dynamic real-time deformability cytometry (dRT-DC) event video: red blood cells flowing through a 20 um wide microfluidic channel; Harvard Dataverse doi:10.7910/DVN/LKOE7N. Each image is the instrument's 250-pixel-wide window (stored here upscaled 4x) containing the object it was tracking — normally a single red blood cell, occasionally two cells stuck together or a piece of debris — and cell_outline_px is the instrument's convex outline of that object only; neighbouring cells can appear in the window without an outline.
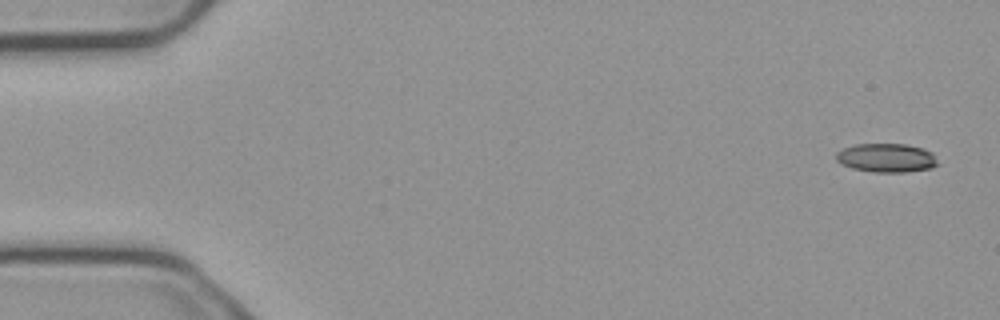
{"species": "common noctule bat (a hibernating species)", "species_latin": "Nyctalus noctula", "temperature_condition": "cold", "stored_images_in_passage": 4, "camera_frame_rate_fps": 3000, "um_per_image_px": 0.085, "animal": {"sex": "male", "body_mass_g": 23.1, "forearm_length_mm": 52.7}, "frame": {"image": 1, "passage_image": 1, "time_ms": 0.0, "image_size_px": [1000, 320], "cell_outline_px": [[940, 164], [932, 168], [908, 172], [872, 172], [852, 168], [840, 164], [836, 160], [836, 152], [844, 148], [856, 144], [904, 144], [924, 148], [932, 152]], "centroid_in_image_um": [75.37, 13.42], "position_along_channel_um": 9.6, "area_um2": 17.28}}